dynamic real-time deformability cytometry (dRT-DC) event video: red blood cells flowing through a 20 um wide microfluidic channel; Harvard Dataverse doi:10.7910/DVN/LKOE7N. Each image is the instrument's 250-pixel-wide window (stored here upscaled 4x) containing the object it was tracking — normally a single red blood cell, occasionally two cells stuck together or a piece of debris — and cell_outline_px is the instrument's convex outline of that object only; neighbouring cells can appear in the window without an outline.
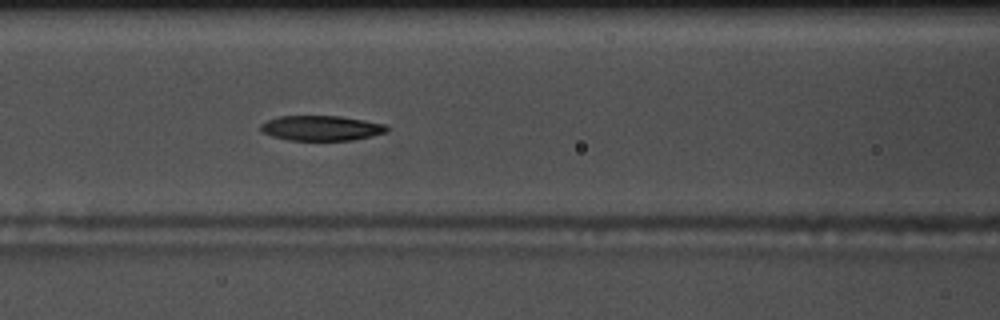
{"species": "common noctule bat (a hibernating species)", "species_latin": "Nyctalus noctula", "temperature_condition": "warm", "stored_images_in_passage": 58, "camera_frame_rate_fps": 3000, "um_per_image_px": 0.085, "animal": {"sex": "male", "body_mass_g": 17.5, "forearm_length_mm": 52.3}, "frame": {"image": 1, "passage_image": 25, "time_ms": 8.0, "image_size_px": [1000, 320], "cell_outline_px": [[392, 128], [388, 132], [372, 136], [352, 140], [288, 140], [272, 136], [264, 132], [260, 128], [260, 124], [268, 120], [280, 116], [340, 116], [388, 124]], "centroid_in_image_um": [27.39, 10.88], "position_along_channel_um": 139.2, "area_um2": 18.55}}
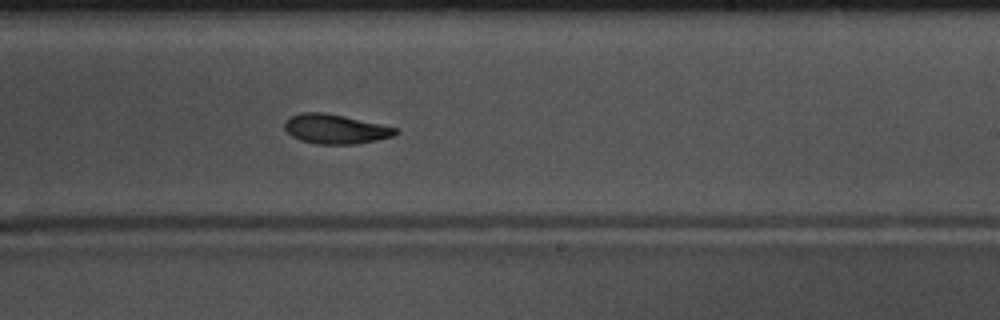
{"frame": {"image": 2, "passage_image": 35, "time_ms": 11.333, "image_size_px": [1000, 320], "cell_outline_px": [[400, 132], [392, 136], [376, 140], [356, 144], [316, 144], [300, 140], [292, 136], [284, 128], [284, 120], [288, 116], [300, 112], [324, 112], [344, 116], [400, 128]], "centroid_in_image_um": [28.49, 10.95], "position_along_channel_um": 260.5, "area_um2": 19.31}}
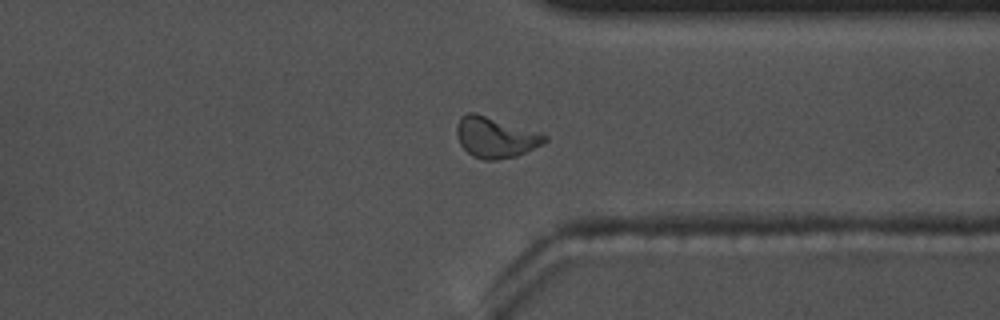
{"frame": {"image": 3, "passage_image": 44, "time_ms": 14.333, "image_size_px": [1000, 320], "cell_outline_px": [[548, 140], [516, 156], [496, 160], [484, 160], [472, 156], [460, 144], [456, 132], [456, 124], [460, 116], [468, 112], [476, 112], [548, 136]], "centroid_in_image_um": [42.04, 11.66], "position_along_channel_um": 369.4, "area_um2": 20.58}, "authors_computed_cell_mechanics": {"area_um2": 19.5942, "velocity_mm_per_s": 3.651, "shape_relaxation_time_tau1_ms": 4.427, "shape_relaxation_time_tau2_ms": 5.2086, "deformation_change_tau1": 0.1618, "deformation_change_tau2": 0.1175}}